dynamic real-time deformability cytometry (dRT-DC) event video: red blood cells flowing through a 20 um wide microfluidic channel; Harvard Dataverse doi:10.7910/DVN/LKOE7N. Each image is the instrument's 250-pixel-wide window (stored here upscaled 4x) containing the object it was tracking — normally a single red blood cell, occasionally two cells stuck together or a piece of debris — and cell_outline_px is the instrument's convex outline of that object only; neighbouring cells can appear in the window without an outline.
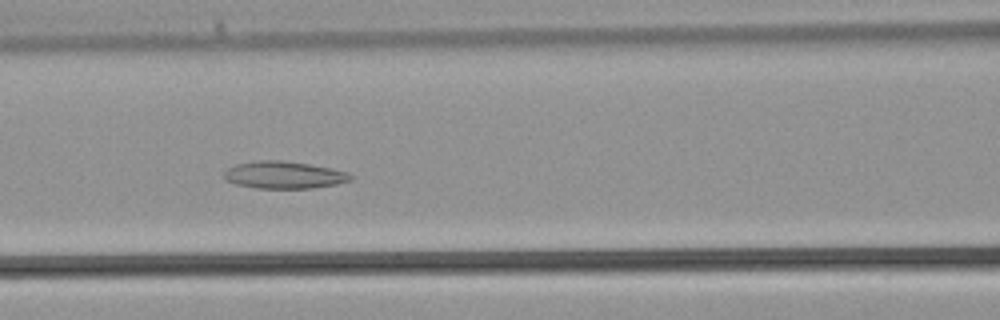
{"species": "common noctule bat (a hibernating species)", "species_latin": "Nyctalus noctula", "temperature_condition": "warm", "stored_images_in_passage": 39, "camera_frame_rate_fps": 3000, "um_per_image_px": 0.085, "animal": {"sex": "male", "body_mass_g": 21.5, "forearm_length_mm": 52.0}, "frame": {"image": 1, "passage_image": 17, "time_ms": 5.333, "image_size_px": [1000, 320], "cell_outline_px": [[356, 176], [352, 180], [336, 184], [312, 188], [256, 188], [236, 184], [224, 180], [224, 172], [228, 168], [236, 164], [256, 160], [280, 160], [308, 164], [332, 168], [348, 172]], "centroid_in_image_um": [24.16, 14.87], "position_along_channel_um": 142.4, "area_um2": 20.23}}
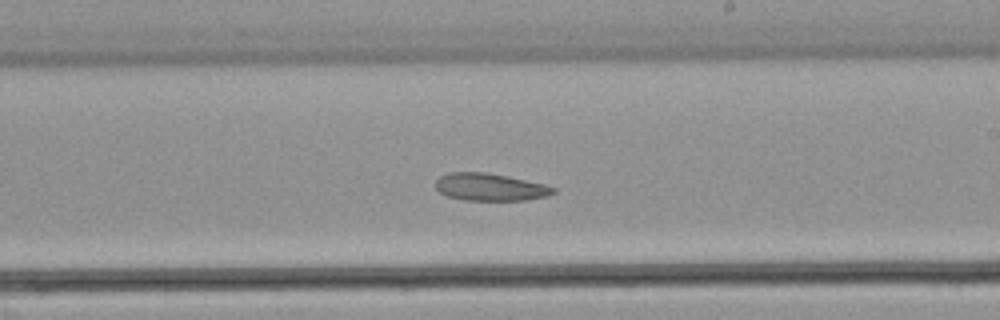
{"frame": {"image": 2, "passage_image": 23, "time_ms": 7.333, "image_size_px": [1000, 320], "cell_outline_px": [[556, 192], [548, 196], [524, 200], [464, 200], [448, 196], [440, 192], [436, 188], [436, 180], [440, 176], [448, 172], [484, 172], [508, 176], [544, 184], [556, 188]], "centroid_in_image_um": [41.66, 15.9], "position_along_channel_um": 247.3, "area_um2": 18.79}}
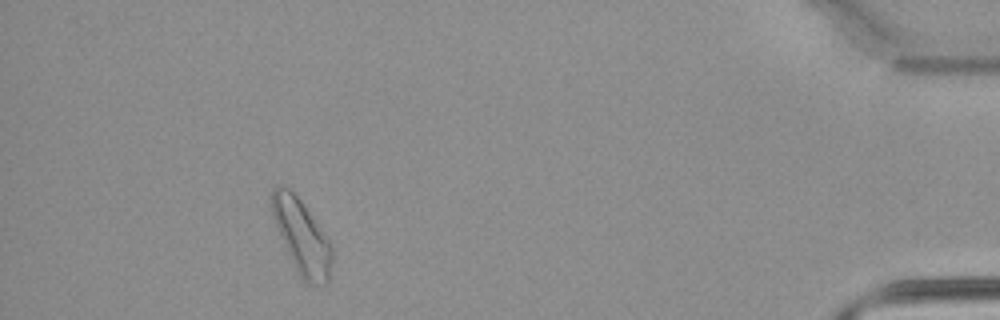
{"frame": {"image": 3, "passage_image": 36, "time_ms": 11.667, "image_size_px": [1000, 320], "cell_outline_px": [[332, 264], [328, 284], [308, 284], [300, 280], [296, 272], [272, 216], [268, 200], [272, 188], [276, 184], [280, 184], [288, 188], [300, 200], [328, 240], [332, 248]], "centroid_in_image_um": [25.6, 20.13], "position_along_channel_um": 409.6, "area_um2": 26.13}}